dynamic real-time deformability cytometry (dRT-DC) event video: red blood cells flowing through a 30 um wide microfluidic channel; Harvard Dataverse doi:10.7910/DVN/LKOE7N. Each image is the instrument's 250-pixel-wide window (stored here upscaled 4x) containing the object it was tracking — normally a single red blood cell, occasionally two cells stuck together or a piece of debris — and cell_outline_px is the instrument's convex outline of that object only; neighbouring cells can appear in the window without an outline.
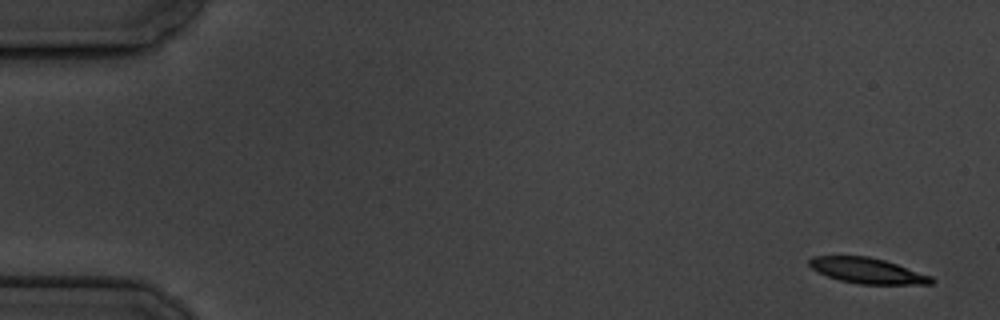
{"species": "common noctule bat (a hibernating species)", "species_latin": "Nyctalus noctula", "temperature_condition": "cold", "stored_images_in_passage": 6, "camera_frame_rate_fps": 3000, "um_per_image_px": 0.085, "animal": {"sex": "male", "body_mass_g": 19.5, "forearm_length_mm": 54.6}, "frame": {"image": 1, "passage_image": 1, "time_ms": 0.0, "image_size_px": [1000, 320], "cell_outline_px": [[936, 280], [932, 284], [860, 284], [840, 280], [828, 276], [812, 268], [808, 264], [808, 260], [812, 256], [868, 256], [884, 260], [932, 276]], "centroid_in_image_um": [73.74, 23.01], "position_along_channel_um": 11.3, "area_um2": 18.03}}
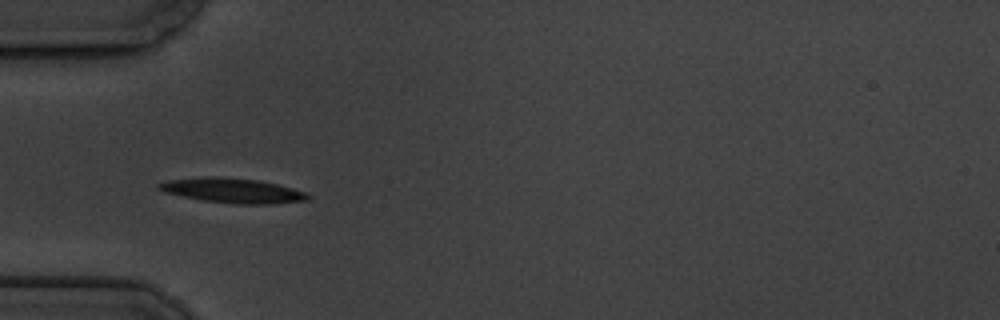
{"frame": {"image": 2, "passage_image": 5, "time_ms": 5.333, "image_size_px": [1000, 320], "cell_outline_px": [[312, 196], [308, 200], [276, 204], [236, 204], [200, 200], [164, 192], [156, 188], [156, 184], [168, 180], [216, 176], [256, 180], [276, 184], [292, 188], [304, 192]], "centroid_in_image_um": [19.77, 16.21], "position_along_channel_um": 65.2, "area_um2": 21.44}}